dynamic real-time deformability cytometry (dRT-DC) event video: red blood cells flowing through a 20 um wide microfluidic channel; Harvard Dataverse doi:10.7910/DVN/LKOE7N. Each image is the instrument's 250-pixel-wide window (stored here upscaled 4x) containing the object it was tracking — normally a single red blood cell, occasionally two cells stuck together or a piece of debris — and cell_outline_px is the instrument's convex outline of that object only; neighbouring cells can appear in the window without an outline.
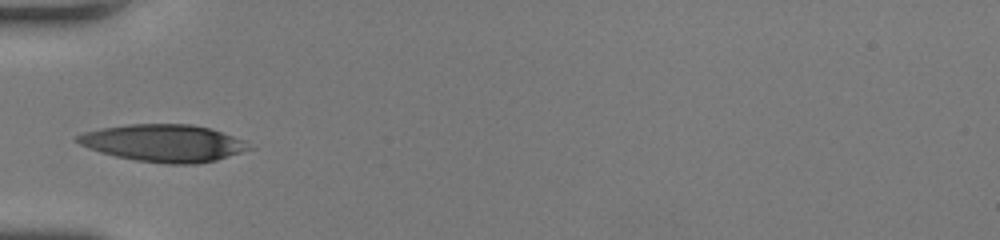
{"species": "human", "species_latin": "Homo sapiens", "temperature_condition": "room temperature", "stored_images_in_passage": 33, "camera_frame_rate_fps": 3000, "um_per_image_px": 0.085, "donor": {"sex": "female"}, "frame": {"image": 1, "passage_image": 1, "time_ms": 0.0, "image_size_px": [1000, 240], "cell_outline_px": [[256, 148], [216, 160], [196, 164], [164, 164], [136, 160], [116, 156], [100, 152], [88, 148], [72, 140], [76, 136], [84, 132], [100, 128], [128, 124], [192, 124], [212, 128], [244, 140]], "centroid_in_image_um": [13.93, 12.16], "position_along_channel_um": 71.1, "area_um2": 37.63}}
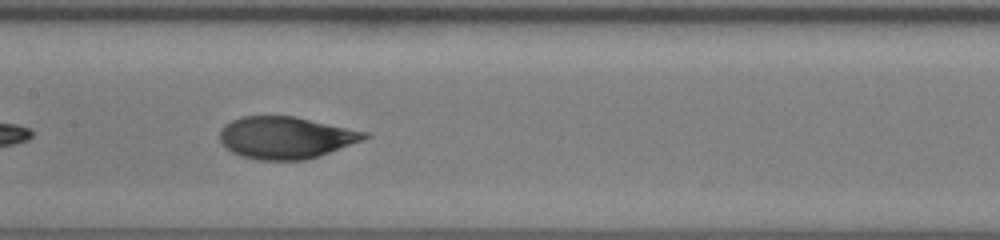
{"frame": {"image": 2, "passage_image": 9, "time_ms": 2.667, "image_size_px": [1000, 240], "cell_outline_px": [[368, 136], [360, 140], [328, 152], [304, 160], [260, 160], [240, 156], [232, 152], [220, 144], [220, 128], [224, 124], [232, 120], [244, 116], [296, 116], [368, 132]], "centroid_in_image_um": [24.2, 11.68], "position_along_channel_um": 183.2, "area_um2": 35.2}}
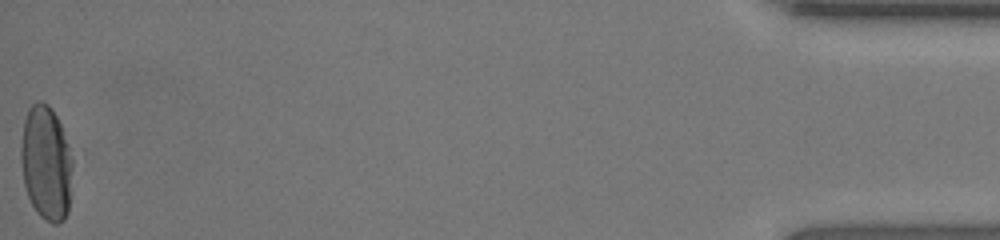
{"frame": {"image": 3, "passage_image": 33, "time_ms": 10.667, "image_size_px": [1000, 240], "cell_outline_px": [[72, 168], [68, 212], [64, 220], [56, 224], [52, 224], [44, 220], [40, 216], [32, 204], [28, 196], [24, 184], [20, 156], [20, 148], [24, 120], [28, 108], [36, 100], [40, 100], [48, 104], [52, 108], [60, 124], [68, 144], [72, 160]], "centroid_in_image_um": [3.91, 13.85], "position_along_channel_um": 431.3, "area_um2": 34.62}, "authors_computed_cell_mechanics": {"area_um2": 36.125, "velocity_mm_per_s": 4.2516, "shape_relaxation_time_tau1_ms": 4.9561, "shape_relaxation_time_tau2_ms": 0.7681, "deformation_change_tau1": 0.21, "deformation_change_tau2": 0.0537}}